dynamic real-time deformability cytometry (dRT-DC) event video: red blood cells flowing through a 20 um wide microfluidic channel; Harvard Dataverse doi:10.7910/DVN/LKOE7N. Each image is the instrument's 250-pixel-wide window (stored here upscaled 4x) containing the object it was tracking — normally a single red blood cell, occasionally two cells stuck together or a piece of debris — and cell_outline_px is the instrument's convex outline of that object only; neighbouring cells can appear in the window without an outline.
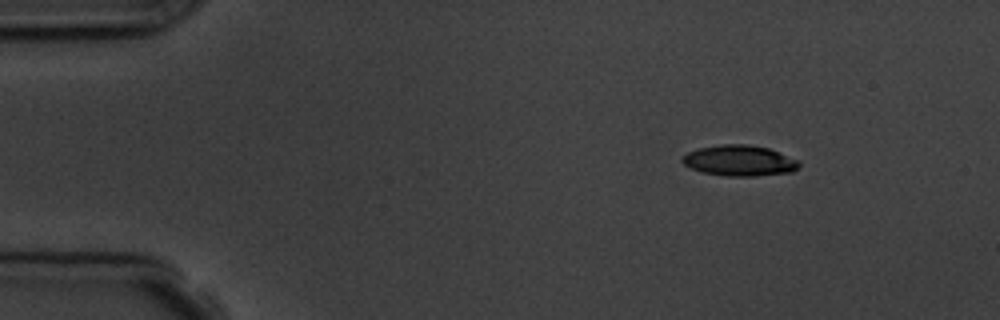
{"species": "common noctule bat (a hibernating species)", "species_latin": "Nyctalus noctula", "temperature_condition": "room temperature", "stored_images_in_passage": 6, "camera_frame_rate_fps": 3000, "um_per_image_px": 0.085, "animal": {"sex": "male", "body_mass_g": 19.5, "forearm_length_mm": 54.6}, "frame": {"image": 1, "passage_image": 2, "time_ms": 1.0, "image_size_px": [1000, 320], "cell_outline_px": [[800, 168], [792, 172], [756, 176], [728, 176], [704, 172], [692, 168], [684, 164], [680, 160], [688, 152], [700, 148], [720, 144], [748, 144], [768, 148], [800, 160]], "centroid_in_image_um": [62.91, 13.65], "position_along_channel_um": 22.1, "area_um2": 20.92}}
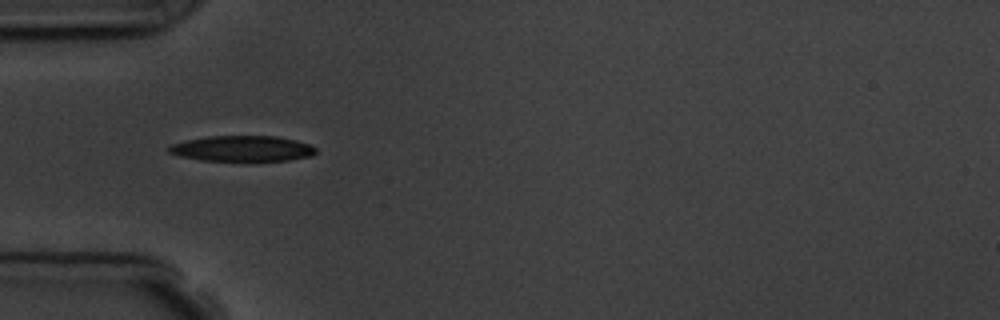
{"frame": {"image": 2, "passage_image": 5, "time_ms": 4.333, "image_size_px": [1000, 320], "cell_outline_px": [[316, 152], [312, 156], [288, 160], [200, 160], [180, 156], [168, 152], [168, 148], [172, 144], [188, 140], [208, 136], [276, 136], [296, 140], [308, 144], [316, 148]], "centroid_in_image_um": [20.61, 12.62], "position_along_channel_um": 64.4, "area_um2": 21.68}}